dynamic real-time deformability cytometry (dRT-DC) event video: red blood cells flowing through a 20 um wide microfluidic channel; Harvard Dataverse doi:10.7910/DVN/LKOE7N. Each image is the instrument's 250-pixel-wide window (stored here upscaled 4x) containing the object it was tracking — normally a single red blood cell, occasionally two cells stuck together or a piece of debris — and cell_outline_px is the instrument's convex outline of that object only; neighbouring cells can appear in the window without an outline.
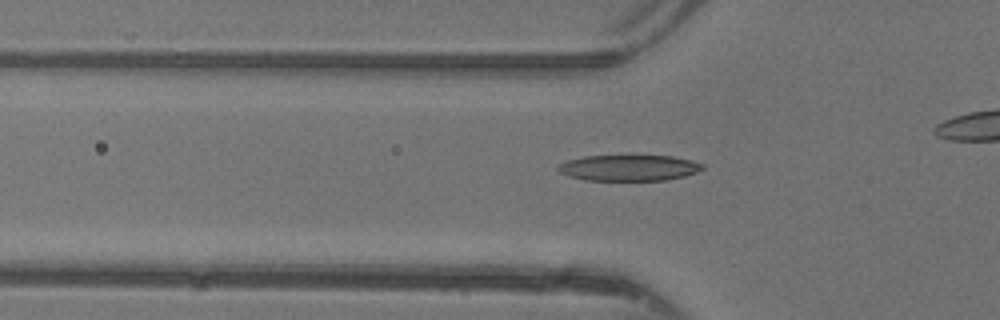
{"species": "common noctule bat (a hibernating species)", "species_latin": "Nyctalus noctula", "temperature_condition": "warm", "stored_images_in_passage": 27, "camera_frame_rate_fps": 3000, "um_per_image_px": 0.085, "animal": {"sex": "female"}, "frame": {"image": 1, "passage_image": 17, "time_ms": 5.333, "image_size_px": [1000, 320], "cell_outline_px": [[704, 168], [696, 172], [684, 176], [664, 180], [584, 180], [568, 176], [560, 172], [556, 168], [560, 164], [568, 160], [584, 156], [672, 156], [704, 164]], "centroid_in_image_um": [53.43, 14.27], "position_along_channel_um": 72.4, "area_um2": 21.62}}
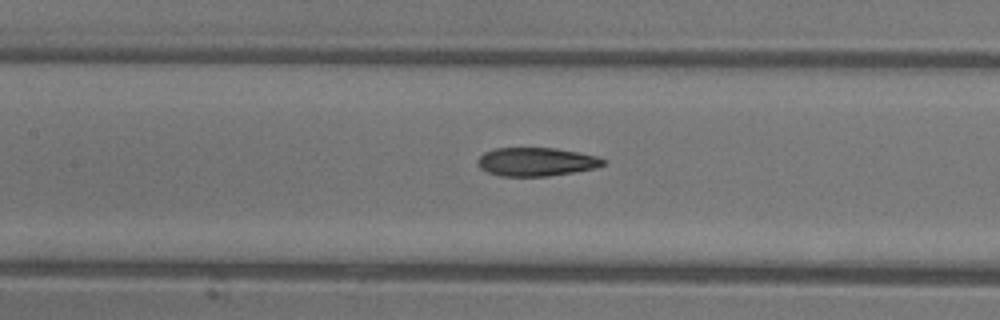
{"frame": {"image": 2, "passage_image": 23, "time_ms": 7.333, "image_size_px": [1000, 320], "cell_outline_px": [[608, 160], [604, 164], [596, 168], [548, 176], [500, 176], [488, 172], [480, 168], [476, 164], [476, 160], [484, 152], [496, 148], [556, 148], [596, 156]], "centroid_in_image_um": [45.56, 13.75], "position_along_channel_um": 161.8, "area_um2": 20.87}}
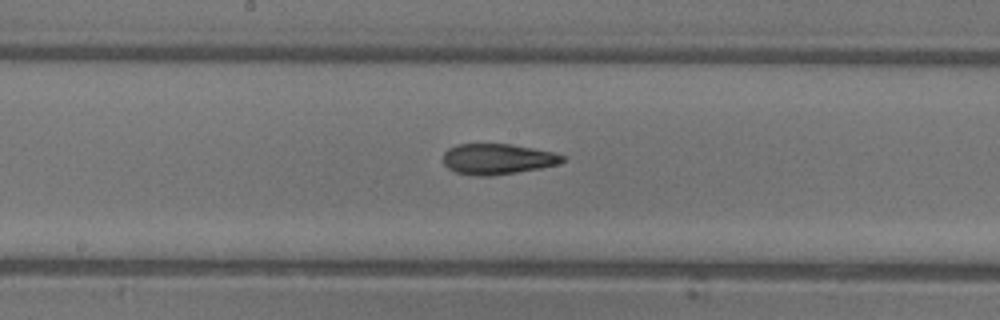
{"frame": {"image": 3, "passage_image": 26, "time_ms": 8.333, "image_size_px": [1000, 320], "cell_outline_px": [[564, 160], [560, 164], [540, 168], [492, 176], [476, 176], [456, 172], [448, 168], [444, 164], [444, 152], [448, 148], [456, 144], [512, 144], [556, 152], [564, 156]], "centroid_in_image_um": [42.3, 13.51], "position_along_channel_um": 205.9, "area_um2": 21.44}}